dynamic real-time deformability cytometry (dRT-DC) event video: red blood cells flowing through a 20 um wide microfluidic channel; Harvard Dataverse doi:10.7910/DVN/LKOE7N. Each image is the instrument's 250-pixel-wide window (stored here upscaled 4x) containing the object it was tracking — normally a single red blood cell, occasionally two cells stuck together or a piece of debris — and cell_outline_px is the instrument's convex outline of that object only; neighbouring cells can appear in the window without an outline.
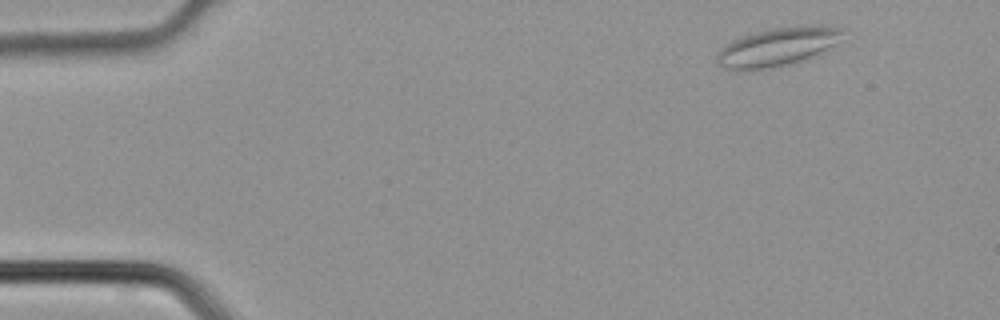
{"species": "common noctule bat (a hibernating species)", "species_latin": "Nyctalus noctula", "temperature_condition": "cold", "stored_images_in_passage": 3, "camera_frame_rate_fps": 3000, "um_per_image_px": 0.085, "animal": {"sex": "male", "body_mass_g": 21.5, "forearm_length_mm": 52.0}, "frame": {"image": 1, "passage_image": 1, "time_ms": 0.0, "image_size_px": [1000, 320], "cell_outline_px": [[840, 32], [832, 44], [808, 60], [768, 68], [724, 68], [716, 64], [716, 52], [720, 48], [732, 40], [756, 32], [776, 28], [800, 24], [820, 24], [840, 28]], "centroid_in_image_um": [66.03, 3.96], "position_along_channel_um": 19.0, "area_um2": 27.57}}